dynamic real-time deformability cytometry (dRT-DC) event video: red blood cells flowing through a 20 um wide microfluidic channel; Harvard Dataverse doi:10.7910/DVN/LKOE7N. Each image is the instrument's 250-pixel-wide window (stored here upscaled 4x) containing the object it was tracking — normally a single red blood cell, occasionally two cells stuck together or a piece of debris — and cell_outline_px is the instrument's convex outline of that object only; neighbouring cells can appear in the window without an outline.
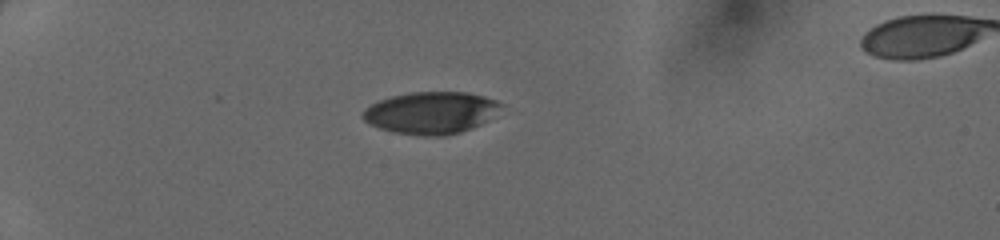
{"species": "human", "species_latin": "Homo sapiens", "temperature_condition": "cold", "stored_images_in_passage": 5, "camera_frame_rate_fps": 3000, "um_per_image_px": 0.085, "donor": {"sex": "female"}, "frame": {"image": 1, "passage_image": 1, "time_ms": 0.0, "image_size_px": [1000, 240], "cell_outline_px": [[504, 104], [488, 120], [472, 128], [460, 132], [444, 136], [424, 136], [392, 132], [368, 124], [360, 116], [360, 112], [364, 108], [380, 100], [392, 96], [408, 92], [468, 92], [484, 96], [496, 100]], "centroid_in_image_um": [36.6, 9.58], "position_along_channel_um": 48.4, "area_um2": 34.1}}
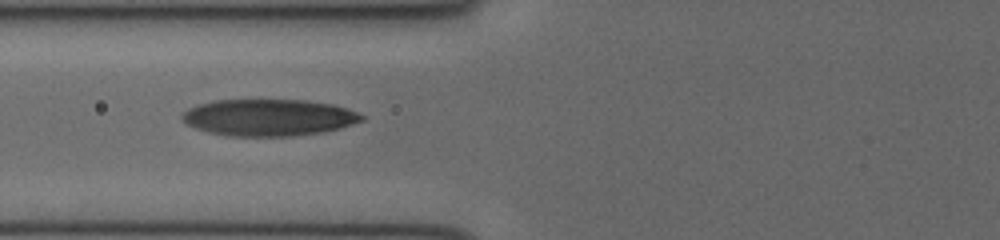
{"frame": {"image": 2, "passage_image": 4, "time_ms": 1.0, "image_size_px": [1000, 240], "cell_outline_px": [[364, 120], [340, 128], [324, 132], [292, 136], [228, 136], [208, 132], [196, 128], [188, 124], [180, 116], [188, 108], [196, 104], [212, 100], [308, 100], [332, 104], [356, 112], [364, 116]], "centroid_in_image_um": [22.82, 9.98], "position_along_channel_um": 103.0, "area_um2": 38.49}}